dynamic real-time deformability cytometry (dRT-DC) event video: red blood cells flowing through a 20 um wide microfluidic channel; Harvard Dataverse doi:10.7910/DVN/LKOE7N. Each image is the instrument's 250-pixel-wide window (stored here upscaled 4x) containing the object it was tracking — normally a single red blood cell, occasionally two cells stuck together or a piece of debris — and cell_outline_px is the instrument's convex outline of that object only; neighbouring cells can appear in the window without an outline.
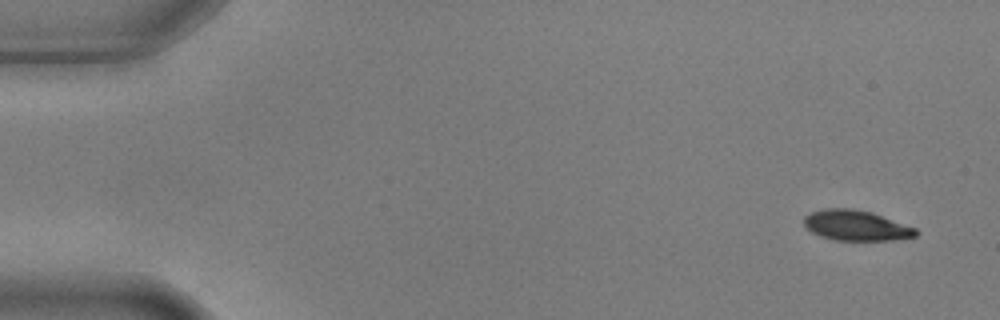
{"species": "common noctule bat (a hibernating species)", "species_latin": "Nyctalus noctula", "temperature_condition": "warm", "stored_images_in_passage": 4, "camera_frame_rate_fps": 3000, "um_per_image_px": 0.085, "animal": {"sex": "male", "body_mass_g": 17.9, "forearm_length_mm": 54.2}, "frame": {"image": 1, "passage_image": 1, "time_ms": 0.0, "image_size_px": [1000, 320], "cell_outline_px": [[920, 232], [916, 236], [892, 240], [836, 240], [820, 236], [812, 232], [804, 224], [804, 216], [812, 212], [824, 208], [852, 208], [872, 212], [916, 228]], "centroid_in_image_um": [72.78, 19.16], "position_along_channel_um": 12.2, "area_um2": 19.77}}
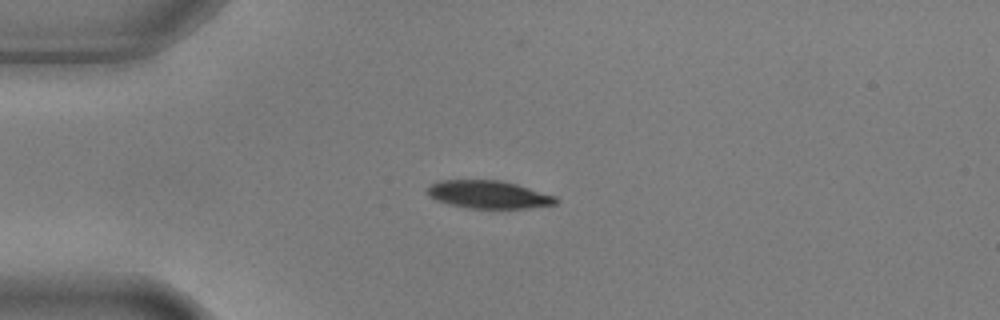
{"frame": {"image": 2, "passage_image": 4, "time_ms": 1.0, "image_size_px": [1000, 320], "cell_outline_px": [[560, 200], [556, 204], [528, 208], [468, 208], [448, 204], [436, 200], [428, 196], [424, 192], [424, 188], [440, 180], [500, 180], [516, 184], [556, 196]], "centroid_in_image_um": [41.48, 16.53], "position_along_channel_um": 43.5, "area_um2": 21.04}}